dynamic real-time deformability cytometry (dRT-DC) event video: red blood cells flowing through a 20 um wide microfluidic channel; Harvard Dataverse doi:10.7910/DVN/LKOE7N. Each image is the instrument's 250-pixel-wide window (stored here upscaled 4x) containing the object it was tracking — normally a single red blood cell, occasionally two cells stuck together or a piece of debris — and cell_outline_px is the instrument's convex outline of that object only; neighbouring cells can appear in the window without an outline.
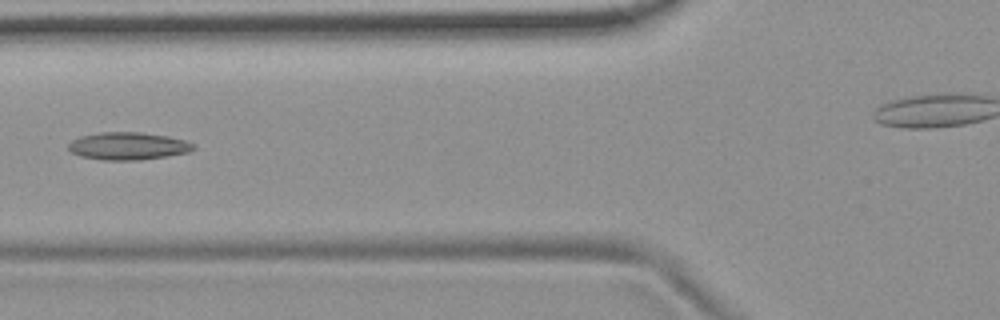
{"species": "common noctule bat (a hibernating species)", "species_latin": "Nyctalus noctula", "temperature_condition": "room temperature", "stored_images_in_passage": 6, "segment_of_instrument_passage": [1, 2], "camera_frame_rate_fps": 3000, "um_per_image_px": 0.085, "animal": {"sex": "female", "body_mass_g": 19.9}, "frame": {"image": 1, "passage_image": 5, "time_ms": 4.667, "image_size_px": [1000, 320], "cell_outline_px": [[196, 148], [188, 152], [140, 160], [104, 160], [80, 156], [72, 152], [68, 148], [68, 144], [72, 140], [80, 136], [100, 132], [140, 132], [168, 136], [184, 140], [196, 144]], "centroid_in_image_um": [10.88, 12.4], "position_along_channel_um": 114.9, "area_um2": 20.06}}